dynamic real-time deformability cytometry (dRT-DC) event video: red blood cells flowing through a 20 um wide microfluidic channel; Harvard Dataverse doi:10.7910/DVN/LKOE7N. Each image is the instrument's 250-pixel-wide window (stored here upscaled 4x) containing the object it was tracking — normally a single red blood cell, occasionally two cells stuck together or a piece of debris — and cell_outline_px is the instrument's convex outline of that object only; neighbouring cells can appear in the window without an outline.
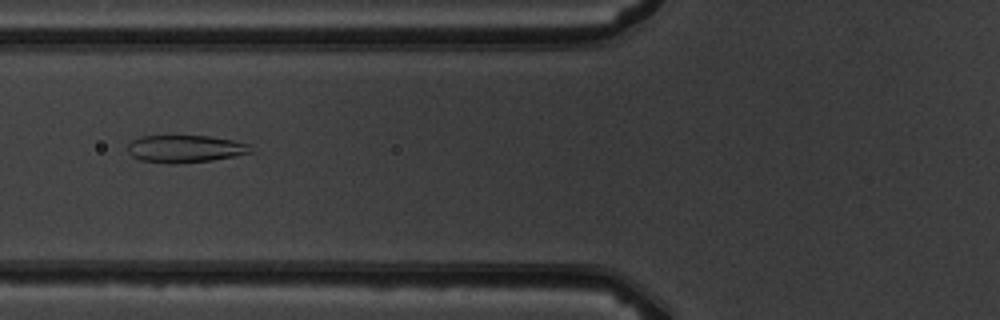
{"species": "common noctule bat (a hibernating species)", "species_latin": "Nyctalus noctula", "temperature_condition": "warm", "stored_images_in_passage": 4, "camera_frame_rate_fps": 3000, "um_per_image_px": 0.085, "animal": {"sex": "male", "body_mass_g": 19.5, "forearm_length_mm": 54.6}, "frame": {"image": 1, "passage_image": 4, "time_ms": 3.333, "image_size_px": [1000, 320], "cell_outline_px": [[256, 152], [236, 156], [212, 160], [172, 164], [168, 164], [140, 160], [132, 156], [128, 152], [128, 144], [132, 140], [140, 136], [208, 136], [232, 140], [252, 144]], "centroid_in_image_um": [15.8, 12.65], "position_along_channel_um": 110.0, "area_um2": 19.94}}